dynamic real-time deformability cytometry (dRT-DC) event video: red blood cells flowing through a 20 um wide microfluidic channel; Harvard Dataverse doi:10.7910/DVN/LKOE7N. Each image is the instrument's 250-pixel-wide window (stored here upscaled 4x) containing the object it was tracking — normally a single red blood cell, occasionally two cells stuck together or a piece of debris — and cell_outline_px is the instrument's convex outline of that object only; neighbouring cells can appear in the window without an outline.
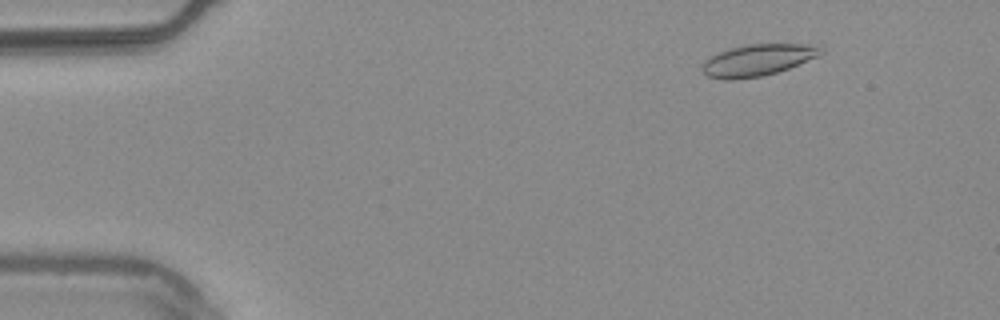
{"species": "common noctule bat (a hibernating species)", "species_latin": "Nyctalus noctula", "temperature_condition": "warm", "stored_images_in_passage": 55, "camera_frame_rate_fps": 3000, "um_per_image_px": 0.085, "animal": {"sex": "male", "body_mass_g": 20.4}, "frame": {"image": 1, "passage_image": 7, "time_ms": 2.0, "image_size_px": [1000, 320], "cell_outline_px": [[824, 52], [816, 56], [788, 68], [776, 72], [760, 76], [732, 80], [724, 80], [708, 76], [700, 68], [700, 64], [704, 60], [720, 52], [732, 48], [748, 44], [820, 44], [824, 48]], "centroid_in_image_um": [64.4, 5.1], "position_along_channel_um": 20.6, "area_um2": 21.73}}
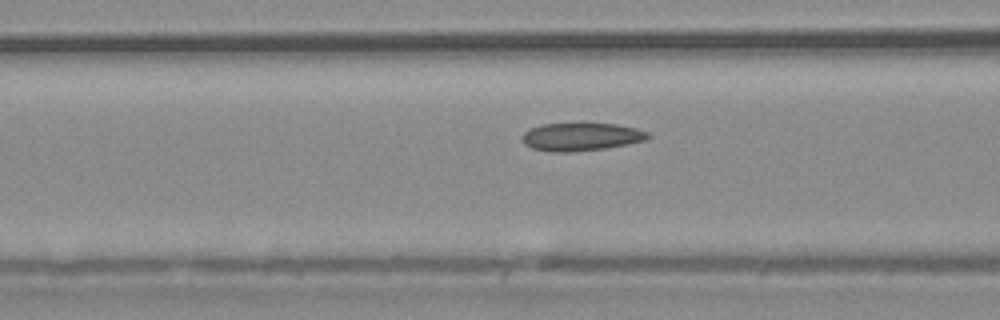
{"frame": {"image": 2, "passage_image": 22, "time_ms": 7.0, "image_size_px": [1000, 320], "cell_outline_px": [[652, 136], [644, 140], [628, 144], [604, 148], [568, 152], [552, 152], [532, 148], [524, 144], [524, 132], [528, 128], [540, 124], [616, 124], [636, 128], [648, 132]], "centroid_in_image_um": [49.39, 11.62], "position_along_channel_um": 117.2, "area_um2": 20.29}}
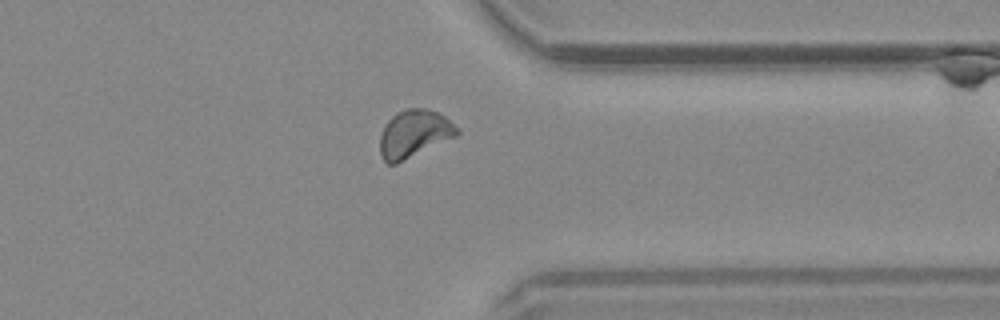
{"frame": {"image": 3, "passage_image": 43, "time_ms": 14.0, "image_size_px": [1000, 320], "cell_outline_px": [[460, 132], [456, 136], [396, 164], [388, 164], [380, 156], [380, 136], [388, 120], [396, 112], [404, 108], [428, 108], [444, 116]], "centroid_in_image_um": [35.16, 11.36], "position_along_channel_um": 376.2, "area_um2": 21.15}, "authors_computed_cell_mechanics": {"area_um2": 20.6924, "velocity_mm_per_s": 3.7457, "shape_relaxation_time_tau1_ms": null, "shape_relaxation_time_tau2_ms": 4.7932, "deformation_change_tau1": null, "deformation_change_tau2": 0.0746}}